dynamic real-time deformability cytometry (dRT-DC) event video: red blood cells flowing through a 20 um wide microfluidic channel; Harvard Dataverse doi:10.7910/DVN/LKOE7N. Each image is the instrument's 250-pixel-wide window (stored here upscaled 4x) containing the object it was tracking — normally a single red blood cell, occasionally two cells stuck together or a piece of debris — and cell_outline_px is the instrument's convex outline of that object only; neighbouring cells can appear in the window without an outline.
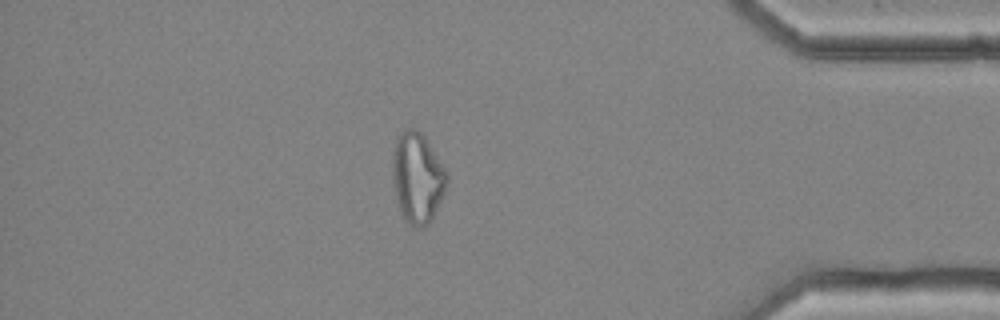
{"species": "common noctule bat (a hibernating species)", "species_latin": "Nyctalus noctula", "temperature_condition": "cold", "stored_images_in_passage": 52, "camera_frame_rate_fps": 3000, "um_per_image_px": 0.085, "animal": {"sex": "female", "body_mass_g": 25.1}, "frame": {"image": 1, "passage_image": 45, "time_ms": 14.667, "image_size_px": [1000, 320], "cell_outline_px": [[448, 180], [444, 192], [432, 220], [424, 228], [416, 228], [408, 224], [400, 216], [392, 180], [392, 152], [396, 136], [408, 128], [416, 128], [424, 136], [444, 168], [448, 176]], "centroid_in_image_um": [35.44, 15.15], "position_along_channel_um": 399.8, "area_um2": 29.02}, "authors_computed_cell_mechanics": {"area_um2": 28.4376, "velocity_mm_per_s": 3.6373, "shape_relaxation_time_tau1_ms": null, "shape_relaxation_time_tau2_ms": 1.7482, "deformation_change_tau1": null, "deformation_change_tau2": 0.0959}}